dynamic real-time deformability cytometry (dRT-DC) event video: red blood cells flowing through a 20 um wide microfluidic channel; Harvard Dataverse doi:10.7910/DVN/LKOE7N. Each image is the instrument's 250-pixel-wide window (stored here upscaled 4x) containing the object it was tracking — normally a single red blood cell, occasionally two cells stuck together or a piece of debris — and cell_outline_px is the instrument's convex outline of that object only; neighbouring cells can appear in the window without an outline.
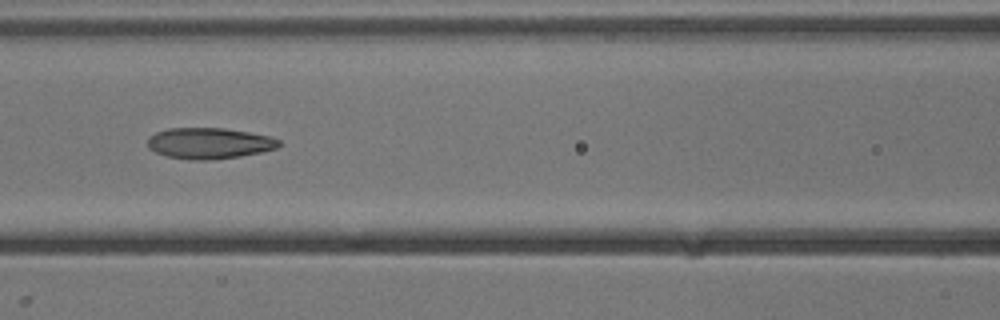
{"species": "common noctule bat (a hibernating species)", "species_latin": "Nyctalus noctula", "temperature_condition": "cold", "stored_images_in_passage": 6, "camera_frame_rate_fps": 3000, "um_per_image_px": 0.085, "animal": {"sex": "male", "body_mass_g": 13.3}, "frame": {"image": 1, "passage_image": 6, "time_ms": 6.667, "image_size_px": [1000, 320], "cell_outline_px": [[280, 144], [276, 148], [260, 152], [240, 156], [212, 160], [188, 160], [168, 156], [156, 152], [148, 148], [148, 140], [156, 132], [168, 128], [224, 128], [248, 132], [268, 136], [280, 140]], "centroid_in_image_um": [17.77, 12.18], "position_along_channel_um": 148.8, "area_um2": 23.58}}